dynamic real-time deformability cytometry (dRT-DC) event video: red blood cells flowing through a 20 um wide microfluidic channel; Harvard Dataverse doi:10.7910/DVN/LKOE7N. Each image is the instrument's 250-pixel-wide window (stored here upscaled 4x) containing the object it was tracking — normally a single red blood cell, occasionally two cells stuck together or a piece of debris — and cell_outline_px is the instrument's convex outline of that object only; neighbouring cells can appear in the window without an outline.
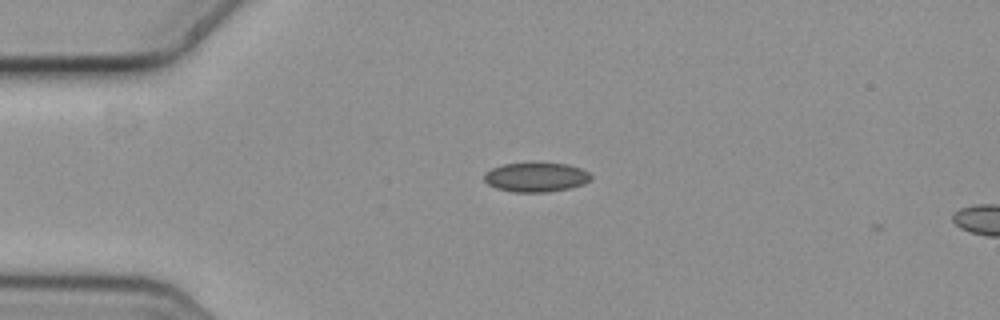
{"species": "common noctule bat (a hibernating species)", "species_latin": "Nyctalus noctula", "temperature_condition": "cold", "stored_images_in_passage": 5, "camera_frame_rate_fps": 3000, "um_per_image_px": 0.085, "animal": {"sex": "female", "body_mass_g": 19.3, "forearm_length_mm": 54.1}, "frame": {"image": 1, "passage_image": 1, "time_ms": 0.0, "image_size_px": [1000, 320], "cell_outline_px": [[592, 176], [584, 184], [568, 188], [548, 192], [512, 192], [496, 188], [488, 184], [484, 180], [484, 172], [492, 168], [504, 164], [568, 164], [580, 168], [588, 172]], "centroid_in_image_um": [45.53, 15.08], "position_along_channel_um": 39.5, "area_um2": 17.98}}